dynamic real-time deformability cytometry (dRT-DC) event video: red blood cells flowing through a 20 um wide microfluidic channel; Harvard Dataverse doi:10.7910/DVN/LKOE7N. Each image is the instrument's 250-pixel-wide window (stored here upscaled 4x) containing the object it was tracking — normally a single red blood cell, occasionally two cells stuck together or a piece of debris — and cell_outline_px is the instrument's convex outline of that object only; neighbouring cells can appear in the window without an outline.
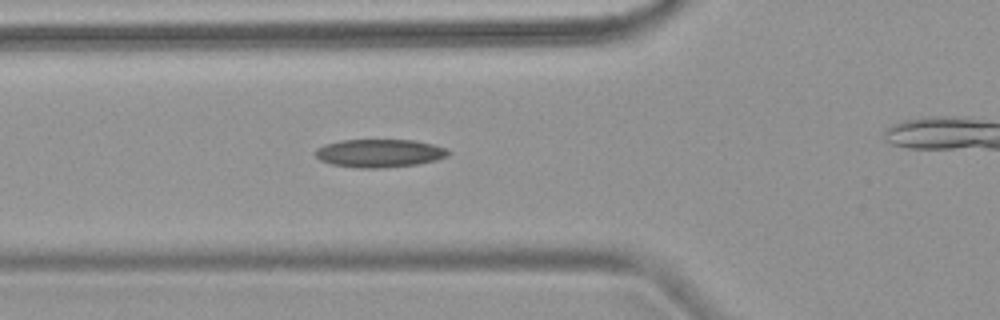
{"species": "common noctule bat (a hibernating species)", "species_latin": "Nyctalus noctula", "temperature_condition": "warm", "stored_images_in_passage": 6, "camera_frame_rate_fps": 3000, "um_per_image_px": 0.085, "animal": {"sex": "female", "body_mass_g": 18.4}, "frame": {"image": 1, "passage_image": 5, "time_ms": 4.667, "image_size_px": [1000, 320], "cell_outline_px": [[452, 152], [448, 156], [436, 160], [416, 164], [380, 168], [360, 168], [332, 164], [320, 160], [316, 156], [316, 148], [324, 144], [340, 140], [416, 140], [432, 144], [444, 148]], "centroid_in_image_um": [32.25, 13.01], "position_along_channel_um": 93.5, "area_um2": 21.73}}